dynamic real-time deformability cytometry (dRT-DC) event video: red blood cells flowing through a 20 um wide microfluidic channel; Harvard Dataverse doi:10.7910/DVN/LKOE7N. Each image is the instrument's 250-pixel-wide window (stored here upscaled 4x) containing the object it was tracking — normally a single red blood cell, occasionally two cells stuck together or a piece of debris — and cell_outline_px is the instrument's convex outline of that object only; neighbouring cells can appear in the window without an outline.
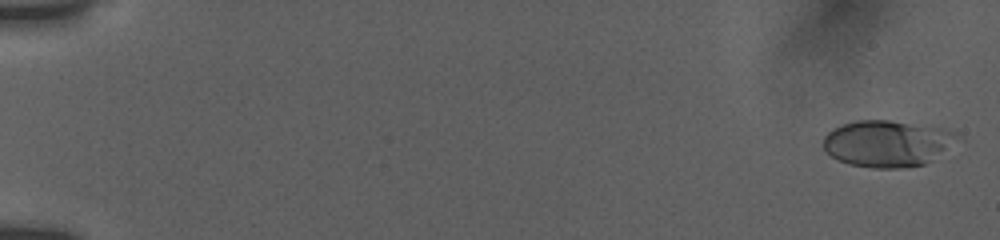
{"species": "human", "species_latin": "Homo sapiens", "temperature_condition": "room temperature", "stored_images_in_passage": 44, "camera_frame_rate_fps": 3000, "um_per_image_px": 0.085, "donor": {"sex": "female"}, "frame": {"image": 1, "passage_image": 1, "time_ms": 0.0, "image_size_px": [1000, 240], "cell_outline_px": [[956, 136], [944, 148], [924, 164], [896, 168], [872, 168], [848, 164], [832, 156], [824, 148], [824, 136], [832, 128], [856, 120], [888, 120], [944, 128], [952, 132]], "centroid_in_image_um": [75.29, 12.18], "position_along_channel_um": 9.7, "area_um2": 35.2}}
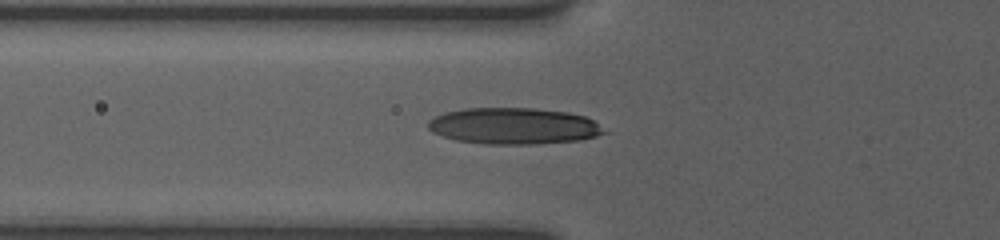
{"frame": {"image": 2, "passage_image": 30, "time_ms": 6.667, "image_size_px": [1000, 240], "cell_outline_px": [[608, 132], [596, 136], [580, 140], [540, 144], [484, 144], [456, 140], [432, 132], [428, 128], [428, 120], [444, 112], [464, 108], [536, 108], [568, 112], [584, 116], [592, 120]], "centroid_in_image_um": [43.66, 10.71], "position_along_channel_um": 82.1, "area_um2": 37.45}}
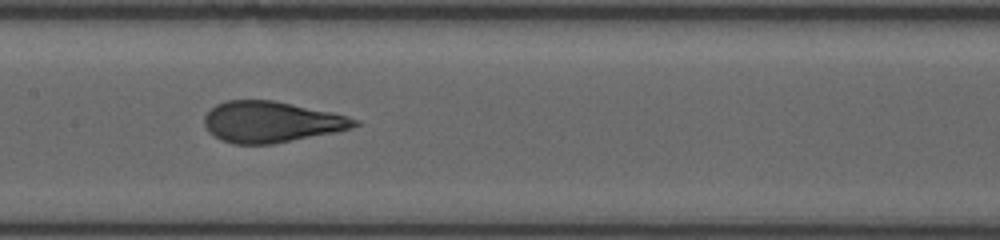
{"frame": {"image": 3, "passage_image": 43, "time_ms": 9.333, "image_size_px": [1000, 240], "cell_outline_px": [[360, 124], [352, 128], [336, 132], [272, 144], [232, 144], [220, 140], [208, 132], [204, 124], [204, 116], [216, 104], [228, 100], [272, 100], [332, 112], [348, 116], [360, 120]], "centroid_in_image_um": [23.06, 10.37], "position_along_channel_um": 184.3, "area_um2": 36.01}}